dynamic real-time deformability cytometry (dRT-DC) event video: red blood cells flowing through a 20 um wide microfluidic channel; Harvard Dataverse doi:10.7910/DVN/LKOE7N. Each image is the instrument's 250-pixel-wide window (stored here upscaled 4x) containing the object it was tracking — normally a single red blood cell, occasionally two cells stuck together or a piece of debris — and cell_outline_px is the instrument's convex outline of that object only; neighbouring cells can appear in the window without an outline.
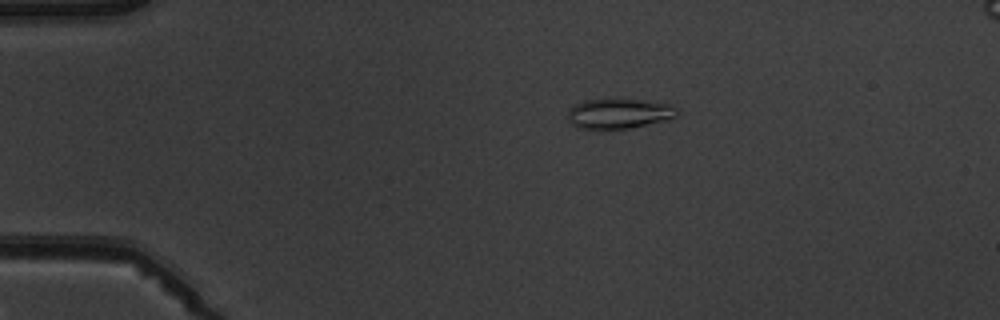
{"species": "common noctule bat (a hibernating species)", "species_latin": "Nyctalus noctula", "temperature_condition": "warm", "stored_images_in_passage": 5, "camera_frame_rate_fps": 3000, "um_per_image_px": 0.085, "animal": {"sex": "male", "body_mass_g": 19.5, "forearm_length_mm": 54.6}, "frame": {"image": 1, "passage_image": 3, "time_ms": 2.333, "image_size_px": [1000, 320], "cell_outline_px": [[676, 116], [664, 120], [628, 128], [576, 128], [568, 120], [568, 108], [584, 100], [636, 100], [668, 104], [676, 108]], "centroid_in_image_um": [52.54, 9.66], "position_along_channel_um": 32.5, "area_um2": 18.44}}
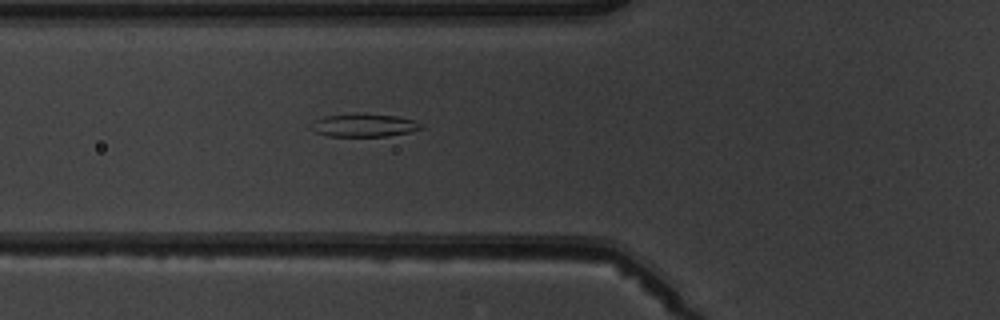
{"frame": {"image": 2, "passage_image": 5, "time_ms": 5.333, "image_size_px": [1000, 320], "cell_outline_px": [[424, 128], [408, 132], [388, 136], [328, 136], [316, 132], [312, 120], [324, 116], [356, 112], [360, 112], [396, 116], [416, 120]], "centroid_in_image_um": [30.96, 10.62], "position_along_channel_um": 94.8, "area_um2": 14.91}}